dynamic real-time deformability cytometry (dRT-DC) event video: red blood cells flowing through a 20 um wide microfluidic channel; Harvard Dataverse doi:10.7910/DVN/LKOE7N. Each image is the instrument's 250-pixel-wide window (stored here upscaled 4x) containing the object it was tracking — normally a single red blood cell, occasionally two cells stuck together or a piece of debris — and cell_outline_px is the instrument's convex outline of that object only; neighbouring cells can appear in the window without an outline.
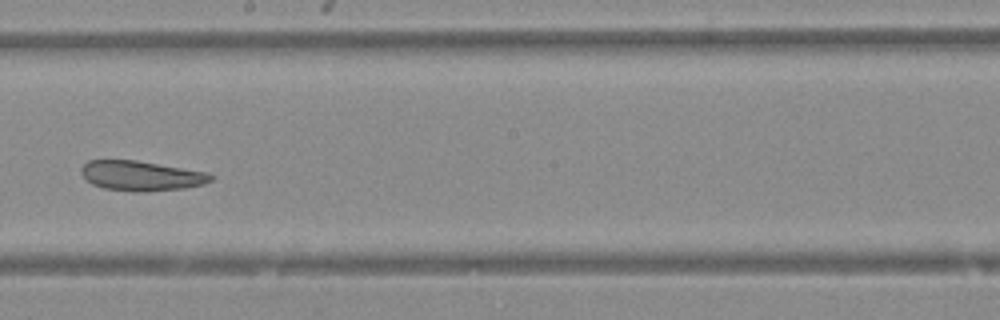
{"species": "Egyptian fruit bat (a non-hibernating species)", "species_latin": "Rousettus aegyptiacus", "temperature_condition": "warm", "stored_images_in_passage": 34, "camera_frame_rate_fps": 3000, "um_per_image_px": 0.085, "animal": {"sex": "female"}, "frame": {"image": 1, "passage_image": 15, "time_ms": 4.667, "image_size_px": [1000, 320], "cell_outline_px": [[216, 176], [212, 180], [204, 184], [184, 188], [144, 192], [132, 192], [104, 188], [92, 184], [84, 180], [80, 172], [80, 168], [88, 160], [136, 160], [208, 172]], "centroid_in_image_um": [11.99, 14.94], "position_along_channel_um": 236.2, "area_um2": 22.89}}
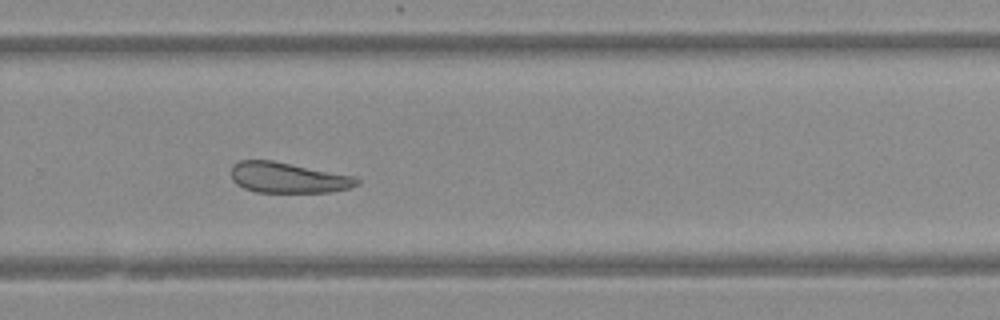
{"frame": {"image": 2, "passage_image": 20, "time_ms": 6.333, "image_size_px": [1000, 320], "cell_outline_px": [[360, 180], [356, 184], [348, 188], [332, 192], [256, 192], [244, 188], [236, 184], [232, 180], [232, 164], [240, 160], [272, 160], [352, 176]], "centroid_in_image_um": [24.42, 15.1], "position_along_channel_um": 305.4, "area_um2": 22.14}}